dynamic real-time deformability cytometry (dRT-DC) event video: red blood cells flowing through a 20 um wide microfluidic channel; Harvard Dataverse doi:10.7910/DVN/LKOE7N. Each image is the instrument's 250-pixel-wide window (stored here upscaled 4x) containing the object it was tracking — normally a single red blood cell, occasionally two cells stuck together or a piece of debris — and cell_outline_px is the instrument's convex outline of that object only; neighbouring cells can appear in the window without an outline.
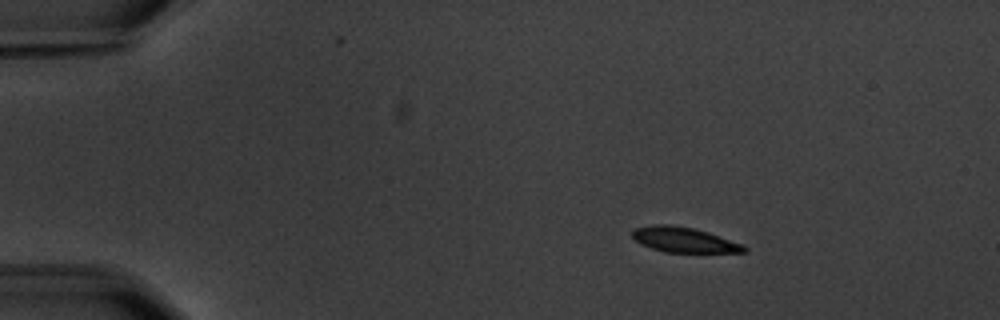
{"species": "common noctule bat (a hibernating species)", "species_latin": "Nyctalus noctula", "temperature_condition": "warm", "stored_images_in_passage": 4, "segment_of_instrument_passage": [1, 2], "camera_frame_rate_fps": 3000, "um_per_image_px": 0.085, "animal": {"sex": "male", "body_mass_g": 20.1, "forearm_length_mm": 53.5}, "frame": {"image": 1, "passage_image": 1, "time_ms": 0.0, "image_size_px": [1000, 320], "cell_outline_px": [[748, 252], [664, 252], [640, 244], [632, 236], [632, 232], [636, 228], [652, 224], [672, 224], [692, 228], [708, 232], [744, 244], [748, 248]], "centroid_in_image_um": [58.16, 20.38], "position_along_channel_um": 26.8, "area_um2": 16.42}}